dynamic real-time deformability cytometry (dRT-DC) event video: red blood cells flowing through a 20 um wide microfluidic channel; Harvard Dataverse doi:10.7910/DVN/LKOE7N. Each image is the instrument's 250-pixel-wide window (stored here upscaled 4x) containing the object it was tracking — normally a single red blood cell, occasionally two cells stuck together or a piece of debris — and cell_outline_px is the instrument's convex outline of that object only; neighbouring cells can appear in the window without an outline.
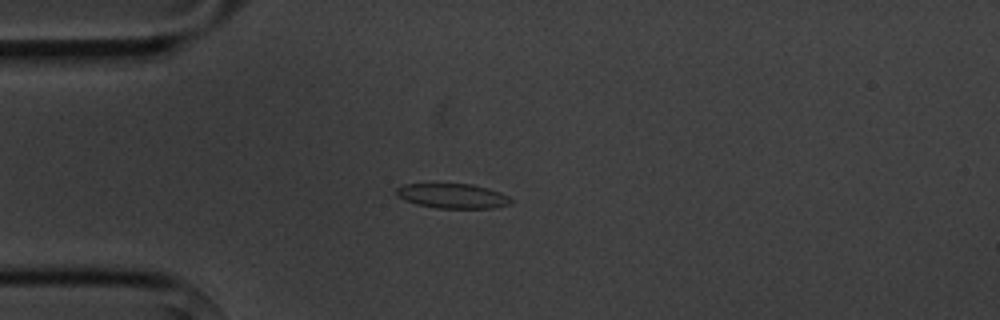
{"species": "common noctule bat (a hibernating species)", "species_latin": "Nyctalus noctula", "temperature_condition": "cold", "stored_images_in_passage": 3, "camera_frame_rate_fps": 3000, "um_per_image_px": 0.085, "animal": {"sex": "male", "body_mass_g": 20.1, "forearm_length_mm": 53.5}, "frame": {"image": 1, "passage_image": 3, "time_ms": 2.333, "image_size_px": [1000, 320], "cell_outline_px": [[512, 204], [492, 208], [436, 208], [416, 204], [396, 196], [396, 188], [404, 184], [472, 184], [500, 192], [508, 196], [512, 200]], "centroid_in_image_um": [38.47, 16.66], "position_along_channel_um": 46.5, "area_um2": 16.47}}